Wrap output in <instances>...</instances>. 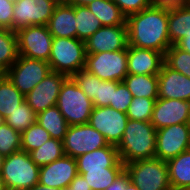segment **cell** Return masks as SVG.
Returning a JSON list of instances; mask_svg holds the SVG:
<instances>
[{
	"mask_svg": "<svg viewBox=\"0 0 190 190\" xmlns=\"http://www.w3.org/2000/svg\"><path fill=\"white\" fill-rule=\"evenodd\" d=\"M128 45L165 54L171 47L168 9L152 7L126 17Z\"/></svg>",
	"mask_w": 190,
	"mask_h": 190,
	"instance_id": "1",
	"label": "cell"
},
{
	"mask_svg": "<svg viewBox=\"0 0 190 190\" xmlns=\"http://www.w3.org/2000/svg\"><path fill=\"white\" fill-rule=\"evenodd\" d=\"M117 150L124 164L155 158L156 128L150 121L129 119Z\"/></svg>",
	"mask_w": 190,
	"mask_h": 190,
	"instance_id": "2",
	"label": "cell"
},
{
	"mask_svg": "<svg viewBox=\"0 0 190 190\" xmlns=\"http://www.w3.org/2000/svg\"><path fill=\"white\" fill-rule=\"evenodd\" d=\"M86 55L85 41L77 38H53L48 63L51 71L72 77L85 69Z\"/></svg>",
	"mask_w": 190,
	"mask_h": 190,
	"instance_id": "3",
	"label": "cell"
},
{
	"mask_svg": "<svg viewBox=\"0 0 190 190\" xmlns=\"http://www.w3.org/2000/svg\"><path fill=\"white\" fill-rule=\"evenodd\" d=\"M39 169L28 152L20 150L6 156L1 170L6 189H30L39 183Z\"/></svg>",
	"mask_w": 190,
	"mask_h": 190,
	"instance_id": "4",
	"label": "cell"
},
{
	"mask_svg": "<svg viewBox=\"0 0 190 190\" xmlns=\"http://www.w3.org/2000/svg\"><path fill=\"white\" fill-rule=\"evenodd\" d=\"M56 106L69 126L88 123L94 107L72 77L63 82Z\"/></svg>",
	"mask_w": 190,
	"mask_h": 190,
	"instance_id": "5",
	"label": "cell"
},
{
	"mask_svg": "<svg viewBox=\"0 0 190 190\" xmlns=\"http://www.w3.org/2000/svg\"><path fill=\"white\" fill-rule=\"evenodd\" d=\"M124 171L130 181L140 190H168L171 188L167 162L159 158L127 163Z\"/></svg>",
	"mask_w": 190,
	"mask_h": 190,
	"instance_id": "6",
	"label": "cell"
},
{
	"mask_svg": "<svg viewBox=\"0 0 190 190\" xmlns=\"http://www.w3.org/2000/svg\"><path fill=\"white\" fill-rule=\"evenodd\" d=\"M85 70L103 81L122 82L128 75L127 48L113 52L87 54Z\"/></svg>",
	"mask_w": 190,
	"mask_h": 190,
	"instance_id": "7",
	"label": "cell"
},
{
	"mask_svg": "<svg viewBox=\"0 0 190 190\" xmlns=\"http://www.w3.org/2000/svg\"><path fill=\"white\" fill-rule=\"evenodd\" d=\"M50 72L48 62L19 55L15 63L4 74L26 96Z\"/></svg>",
	"mask_w": 190,
	"mask_h": 190,
	"instance_id": "8",
	"label": "cell"
},
{
	"mask_svg": "<svg viewBox=\"0 0 190 190\" xmlns=\"http://www.w3.org/2000/svg\"><path fill=\"white\" fill-rule=\"evenodd\" d=\"M20 56L48 62L53 36L47 25H32L16 31Z\"/></svg>",
	"mask_w": 190,
	"mask_h": 190,
	"instance_id": "9",
	"label": "cell"
},
{
	"mask_svg": "<svg viewBox=\"0 0 190 190\" xmlns=\"http://www.w3.org/2000/svg\"><path fill=\"white\" fill-rule=\"evenodd\" d=\"M108 145L105 137L88 123L69 126L63 140L64 154L75 159Z\"/></svg>",
	"mask_w": 190,
	"mask_h": 190,
	"instance_id": "10",
	"label": "cell"
},
{
	"mask_svg": "<svg viewBox=\"0 0 190 190\" xmlns=\"http://www.w3.org/2000/svg\"><path fill=\"white\" fill-rule=\"evenodd\" d=\"M190 149V123L174 124L156 130L155 158L168 161Z\"/></svg>",
	"mask_w": 190,
	"mask_h": 190,
	"instance_id": "11",
	"label": "cell"
},
{
	"mask_svg": "<svg viewBox=\"0 0 190 190\" xmlns=\"http://www.w3.org/2000/svg\"><path fill=\"white\" fill-rule=\"evenodd\" d=\"M60 0H14L13 31L32 25H47Z\"/></svg>",
	"mask_w": 190,
	"mask_h": 190,
	"instance_id": "12",
	"label": "cell"
},
{
	"mask_svg": "<svg viewBox=\"0 0 190 190\" xmlns=\"http://www.w3.org/2000/svg\"><path fill=\"white\" fill-rule=\"evenodd\" d=\"M129 118L112 107H93L88 124L98 130L110 145L118 146Z\"/></svg>",
	"mask_w": 190,
	"mask_h": 190,
	"instance_id": "13",
	"label": "cell"
},
{
	"mask_svg": "<svg viewBox=\"0 0 190 190\" xmlns=\"http://www.w3.org/2000/svg\"><path fill=\"white\" fill-rule=\"evenodd\" d=\"M66 75L51 71L36 87L25 96V101L36 114L57 105L61 86Z\"/></svg>",
	"mask_w": 190,
	"mask_h": 190,
	"instance_id": "14",
	"label": "cell"
},
{
	"mask_svg": "<svg viewBox=\"0 0 190 190\" xmlns=\"http://www.w3.org/2000/svg\"><path fill=\"white\" fill-rule=\"evenodd\" d=\"M150 122L156 130L182 123H190V101L158 98Z\"/></svg>",
	"mask_w": 190,
	"mask_h": 190,
	"instance_id": "15",
	"label": "cell"
},
{
	"mask_svg": "<svg viewBox=\"0 0 190 190\" xmlns=\"http://www.w3.org/2000/svg\"><path fill=\"white\" fill-rule=\"evenodd\" d=\"M128 46L127 25L102 26L85 41L86 54L124 50Z\"/></svg>",
	"mask_w": 190,
	"mask_h": 190,
	"instance_id": "16",
	"label": "cell"
},
{
	"mask_svg": "<svg viewBox=\"0 0 190 190\" xmlns=\"http://www.w3.org/2000/svg\"><path fill=\"white\" fill-rule=\"evenodd\" d=\"M77 174L76 159L68 155H63L58 160L40 167L39 183L61 190L68 188Z\"/></svg>",
	"mask_w": 190,
	"mask_h": 190,
	"instance_id": "17",
	"label": "cell"
},
{
	"mask_svg": "<svg viewBox=\"0 0 190 190\" xmlns=\"http://www.w3.org/2000/svg\"><path fill=\"white\" fill-rule=\"evenodd\" d=\"M158 76V98L190 101V78L163 63Z\"/></svg>",
	"mask_w": 190,
	"mask_h": 190,
	"instance_id": "18",
	"label": "cell"
},
{
	"mask_svg": "<svg viewBox=\"0 0 190 190\" xmlns=\"http://www.w3.org/2000/svg\"><path fill=\"white\" fill-rule=\"evenodd\" d=\"M128 74L158 75L164 63V54L152 49L127 46Z\"/></svg>",
	"mask_w": 190,
	"mask_h": 190,
	"instance_id": "19",
	"label": "cell"
},
{
	"mask_svg": "<svg viewBox=\"0 0 190 190\" xmlns=\"http://www.w3.org/2000/svg\"><path fill=\"white\" fill-rule=\"evenodd\" d=\"M77 170H104V168H125L117 147L108 145L85 153L76 158Z\"/></svg>",
	"mask_w": 190,
	"mask_h": 190,
	"instance_id": "20",
	"label": "cell"
},
{
	"mask_svg": "<svg viewBox=\"0 0 190 190\" xmlns=\"http://www.w3.org/2000/svg\"><path fill=\"white\" fill-rule=\"evenodd\" d=\"M47 27L53 38H77L75 6L60 0Z\"/></svg>",
	"mask_w": 190,
	"mask_h": 190,
	"instance_id": "21",
	"label": "cell"
},
{
	"mask_svg": "<svg viewBox=\"0 0 190 190\" xmlns=\"http://www.w3.org/2000/svg\"><path fill=\"white\" fill-rule=\"evenodd\" d=\"M169 183L174 190H190V149L167 161Z\"/></svg>",
	"mask_w": 190,
	"mask_h": 190,
	"instance_id": "22",
	"label": "cell"
},
{
	"mask_svg": "<svg viewBox=\"0 0 190 190\" xmlns=\"http://www.w3.org/2000/svg\"><path fill=\"white\" fill-rule=\"evenodd\" d=\"M187 34H190V4L168 9L170 43H178Z\"/></svg>",
	"mask_w": 190,
	"mask_h": 190,
	"instance_id": "23",
	"label": "cell"
},
{
	"mask_svg": "<svg viewBox=\"0 0 190 190\" xmlns=\"http://www.w3.org/2000/svg\"><path fill=\"white\" fill-rule=\"evenodd\" d=\"M124 84L133 97L158 99V76L157 75H131L128 74Z\"/></svg>",
	"mask_w": 190,
	"mask_h": 190,
	"instance_id": "24",
	"label": "cell"
},
{
	"mask_svg": "<svg viewBox=\"0 0 190 190\" xmlns=\"http://www.w3.org/2000/svg\"><path fill=\"white\" fill-rule=\"evenodd\" d=\"M87 7L101 22L102 26L126 24V16L113 0H95L88 4Z\"/></svg>",
	"mask_w": 190,
	"mask_h": 190,
	"instance_id": "25",
	"label": "cell"
},
{
	"mask_svg": "<svg viewBox=\"0 0 190 190\" xmlns=\"http://www.w3.org/2000/svg\"><path fill=\"white\" fill-rule=\"evenodd\" d=\"M36 121L49 132L51 138L64 140L69 125L57 106L38 113Z\"/></svg>",
	"mask_w": 190,
	"mask_h": 190,
	"instance_id": "26",
	"label": "cell"
},
{
	"mask_svg": "<svg viewBox=\"0 0 190 190\" xmlns=\"http://www.w3.org/2000/svg\"><path fill=\"white\" fill-rule=\"evenodd\" d=\"M25 101V96L5 74L0 75V117L4 120Z\"/></svg>",
	"mask_w": 190,
	"mask_h": 190,
	"instance_id": "27",
	"label": "cell"
},
{
	"mask_svg": "<svg viewBox=\"0 0 190 190\" xmlns=\"http://www.w3.org/2000/svg\"><path fill=\"white\" fill-rule=\"evenodd\" d=\"M18 57L16 32L0 28V73L4 74L15 63Z\"/></svg>",
	"mask_w": 190,
	"mask_h": 190,
	"instance_id": "28",
	"label": "cell"
},
{
	"mask_svg": "<svg viewBox=\"0 0 190 190\" xmlns=\"http://www.w3.org/2000/svg\"><path fill=\"white\" fill-rule=\"evenodd\" d=\"M82 175L86 184L91 190H106L117 177L123 172L124 168H104V170H77Z\"/></svg>",
	"mask_w": 190,
	"mask_h": 190,
	"instance_id": "29",
	"label": "cell"
},
{
	"mask_svg": "<svg viewBox=\"0 0 190 190\" xmlns=\"http://www.w3.org/2000/svg\"><path fill=\"white\" fill-rule=\"evenodd\" d=\"M75 20L77 26V39L83 41H86L102 27L101 22L87 6H75Z\"/></svg>",
	"mask_w": 190,
	"mask_h": 190,
	"instance_id": "30",
	"label": "cell"
},
{
	"mask_svg": "<svg viewBox=\"0 0 190 190\" xmlns=\"http://www.w3.org/2000/svg\"><path fill=\"white\" fill-rule=\"evenodd\" d=\"M29 154L32 161L39 167L50 164L65 155L63 141L51 138Z\"/></svg>",
	"mask_w": 190,
	"mask_h": 190,
	"instance_id": "31",
	"label": "cell"
},
{
	"mask_svg": "<svg viewBox=\"0 0 190 190\" xmlns=\"http://www.w3.org/2000/svg\"><path fill=\"white\" fill-rule=\"evenodd\" d=\"M37 114L34 110L24 101L18 108L11 112L3 121L15 129L17 132L22 133L28 127L36 122Z\"/></svg>",
	"mask_w": 190,
	"mask_h": 190,
	"instance_id": "32",
	"label": "cell"
},
{
	"mask_svg": "<svg viewBox=\"0 0 190 190\" xmlns=\"http://www.w3.org/2000/svg\"><path fill=\"white\" fill-rule=\"evenodd\" d=\"M50 139L49 132L36 121L21 133V150L30 153Z\"/></svg>",
	"mask_w": 190,
	"mask_h": 190,
	"instance_id": "33",
	"label": "cell"
},
{
	"mask_svg": "<svg viewBox=\"0 0 190 190\" xmlns=\"http://www.w3.org/2000/svg\"><path fill=\"white\" fill-rule=\"evenodd\" d=\"M164 63L171 69L190 78V53L180 49L176 44L164 54Z\"/></svg>",
	"mask_w": 190,
	"mask_h": 190,
	"instance_id": "34",
	"label": "cell"
},
{
	"mask_svg": "<svg viewBox=\"0 0 190 190\" xmlns=\"http://www.w3.org/2000/svg\"><path fill=\"white\" fill-rule=\"evenodd\" d=\"M21 150V133L4 121L0 123V154L9 156Z\"/></svg>",
	"mask_w": 190,
	"mask_h": 190,
	"instance_id": "35",
	"label": "cell"
},
{
	"mask_svg": "<svg viewBox=\"0 0 190 190\" xmlns=\"http://www.w3.org/2000/svg\"><path fill=\"white\" fill-rule=\"evenodd\" d=\"M154 104V99L133 97L126 113L127 117L132 120L149 122L153 113Z\"/></svg>",
	"mask_w": 190,
	"mask_h": 190,
	"instance_id": "36",
	"label": "cell"
},
{
	"mask_svg": "<svg viewBox=\"0 0 190 190\" xmlns=\"http://www.w3.org/2000/svg\"><path fill=\"white\" fill-rule=\"evenodd\" d=\"M117 81H103L96 76L95 107H107L110 105L113 90H116Z\"/></svg>",
	"mask_w": 190,
	"mask_h": 190,
	"instance_id": "37",
	"label": "cell"
},
{
	"mask_svg": "<svg viewBox=\"0 0 190 190\" xmlns=\"http://www.w3.org/2000/svg\"><path fill=\"white\" fill-rule=\"evenodd\" d=\"M72 78L81 88L83 93L92 101L95 107V89H96V76L89 73L87 70L82 69L75 73Z\"/></svg>",
	"mask_w": 190,
	"mask_h": 190,
	"instance_id": "38",
	"label": "cell"
},
{
	"mask_svg": "<svg viewBox=\"0 0 190 190\" xmlns=\"http://www.w3.org/2000/svg\"><path fill=\"white\" fill-rule=\"evenodd\" d=\"M132 99H133L132 94L130 93L127 86L122 81L117 85L116 90H113L112 101L109 107H112L117 111L127 113L129 105L132 102Z\"/></svg>",
	"mask_w": 190,
	"mask_h": 190,
	"instance_id": "39",
	"label": "cell"
},
{
	"mask_svg": "<svg viewBox=\"0 0 190 190\" xmlns=\"http://www.w3.org/2000/svg\"><path fill=\"white\" fill-rule=\"evenodd\" d=\"M113 2L126 17L151 6V0H113Z\"/></svg>",
	"mask_w": 190,
	"mask_h": 190,
	"instance_id": "40",
	"label": "cell"
},
{
	"mask_svg": "<svg viewBox=\"0 0 190 190\" xmlns=\"http://www.w3.org/2000/svg\"><path fill=\"white\" fill-rule=\"evenodd\" d=\"M14 0H0V28L13 30Z\"/></svg>",
	"mask_w": 190,
	"mask_h": 190,
	"instance_id": "41",
	"label": "cell"
},
{
	"mask_svg": "<svg viewBox=\"0 0 190 190\" xmlns=\"http://www.w3.org/2000/svg\"><path fill=\"white\" fill-rule=\"evenodd\" d=\"M185 4H190V0H151L152 7L167 9L176 8Z\"/></svg>",
	"mask_w": 190,
	"mask_h": 190,
	"instance_id": "42",
	"label": "cell"
},
{
	"mask_svg": "<svg viewBox=\"0 0 190 190\" xmlns=\"http://www.w3.org/2000/svg\"><path fill=\"white\" fill-rule=\"evenodd\" d=\"M68 188L70 190H91L90 186L86 184L85 178L80 174H77Z\"/></svg>",
	"mask_w": 190,
	"mask_h": 190,
	"instance_id": "43",
	"label": "cell"
},
{
	"mask_svg": "<svg viewBox=\"0 0 190 190\" xmlns=\"http://www.w3.org/2000/svg\"><path fill=\"white\" fill-rule=\"evenodd\" d=\"M121 190H140L130 181L125 171L121 174Z\"/></svg>",
	"mask_w": 190,
	"mask_h": 190,
	"instance_id": "44",
	"label": "cell"
},
{
	"mask_svg": "<svg viewBox=\"0 0 190 190\" xmlns=\"http://www.w3.org/2000/svg\"><path fill=\"white\" fill-rule=\"evenodd\" d=\"M176 45L184 50L190 53V34H187V36H184Z\"/></svg>",
	"mask_w": 190,
	"mask_h": 190,
	"instance_id": "45",
	"label": "cell"
},
{
	"mask_svg": "<svg viewBox=\"0 0 190 190\" xmlns=\"http://www.w3.org/2000/svg\"><path fill=\"white\" fill-rule=\"evenodd\" d=\"M63 2L70 4V5H83V6H87L88 4H90L91 2L95 1V0H62Z\"/></svg>",
	"mask_w": 190,
	"mask_h": 190,
	"instance_id": "46",
	"label": "cell"
},
{
	"mask_svg": "<svg viewBox=\"0 0 190 190\" xmlns=\"http://www.w3.org/2000/svg\"><path fill=\"white\" fill-rule=\"evenodd\" d=\"M106 190H121V175L115 179V181L110 184Z\"/></svg>",
	"mask_w": 190,
	"mask_h": 190,
	"instance_id": "47",
	"label": "cell"
},
{
	"mask_svg": "<svg viewBox=\"0 0 190 190\" xmlns=\"http://www.w3.org/2000/svg\"><path fill=\"white\" fill-rule=\"evenodd\" d=\"M27 190H57V189L37 183L36 185H34L33 187H31L30 189H27Z\"/></svg>",
	"mask_w": 190,
	"mask_h": 190,
	"instance_id": "48",
	"label": "cell"
},
{
	"mask_svg": "<svg viewBox=\"0 0 190 190\" xmlns=\"http://www.w3.org/2000/svg\"><path fill=\"white\" fill-rule=\"evenodd\" d=\"M0 190H7L4 184V180L2 178L1 172H0Z\"/></svg>",
	"mask_w": 190,
	"mask_h": 190,
	"instance_id": "49",
	"label": "cell"
},
{
	"mask_svg": "<svg viewBox=\"0 0 190 190\" xmlns=\"http://www.w3.org/2000/svg\"><path fill=\"white\" fill-rule=\"evenodd\" d=\"M4 160H5V156H3L2 154H0V172H1L2 166L4 164Z\"/></svg>",
	"mask_w": 190,
	"mask_h": 190,
	"instance_id": "50",
	"label": "cell"
}]
</instances>
